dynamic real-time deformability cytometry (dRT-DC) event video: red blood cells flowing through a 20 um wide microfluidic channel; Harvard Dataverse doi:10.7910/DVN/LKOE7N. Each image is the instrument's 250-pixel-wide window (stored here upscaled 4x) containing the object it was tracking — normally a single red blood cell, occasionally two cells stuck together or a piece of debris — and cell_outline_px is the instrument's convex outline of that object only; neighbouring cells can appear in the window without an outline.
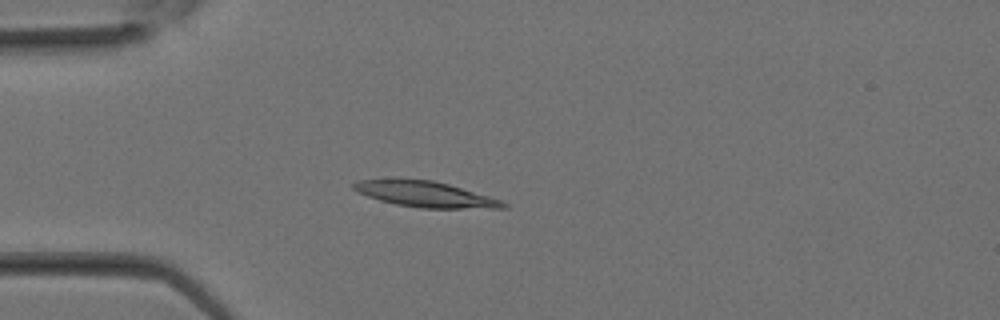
{"species": "Egyptian fruit bat (a non-hibernating species)", "species_latin": "Rousettus aegyptiacus", "temperature_condition": "room temperature", "stored_images_in_passage": 29, "camera_frame_rate_fps": 3000, "um_per_image_px": 0.085, "animal": {"sex": "female"}, "frame": {"image": 1, "passage_image": 8, "time_ms": 2.333, "image_size_px": [1000, 320], "cell_outline_px": [[508, 208], [420, 208], [396, 204], [380, 200], [356, 192], [352, 188], [352, 184], [360, 180], [392, 176], [432, 180], [448, 184], [488, 196], [500, 200], [508, 204]], "centroid_in_image_um": [36.04, 16.47], "position_along_channel_um": 49.0, "area_um2": 22.89}}
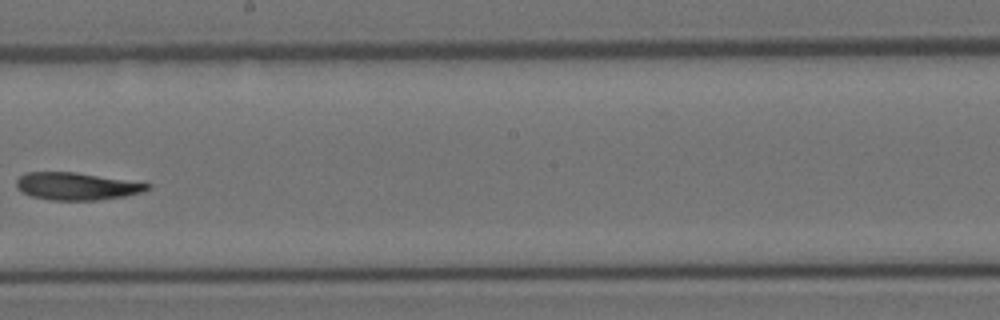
{"frame": {"image": 2, "passage_image": 17, "time_ms": 5.333, "image_size_px": [1000, 320], "cell_outline_px": [[152, 188], [144, 192], [124, 196], [96, 200], [52, 200], [32, 196], [16, 188], [16, 180], [24, 172], [76, 172], [152, 184]], "centroid_in_image_um": [6.53, 15.82], "position_along_channel_um": 241.7, "area_um2": 20.92}}
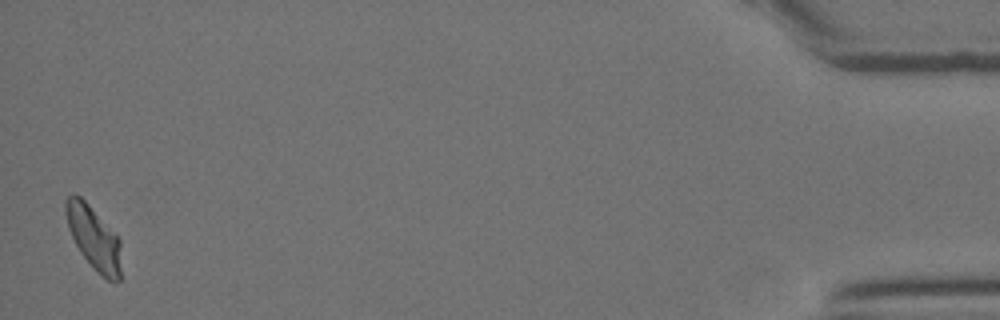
{"frame": {"image": 3, "passage_image": 29, "time_ms": 9.333, "image_size_px": [1000, 320], "cell_outline_px": [[120, 280], [108, 280], [100, 276], [96, 272], [80, 252], [68, 228], [64, 212], [64, 200], [72, 192], [76, 192], [88, 204], [120, 240]], "centroid_in_image_um": [7.92, 20.19], "position_along_channel_um": 427.3, "area_um2": 20.35}}